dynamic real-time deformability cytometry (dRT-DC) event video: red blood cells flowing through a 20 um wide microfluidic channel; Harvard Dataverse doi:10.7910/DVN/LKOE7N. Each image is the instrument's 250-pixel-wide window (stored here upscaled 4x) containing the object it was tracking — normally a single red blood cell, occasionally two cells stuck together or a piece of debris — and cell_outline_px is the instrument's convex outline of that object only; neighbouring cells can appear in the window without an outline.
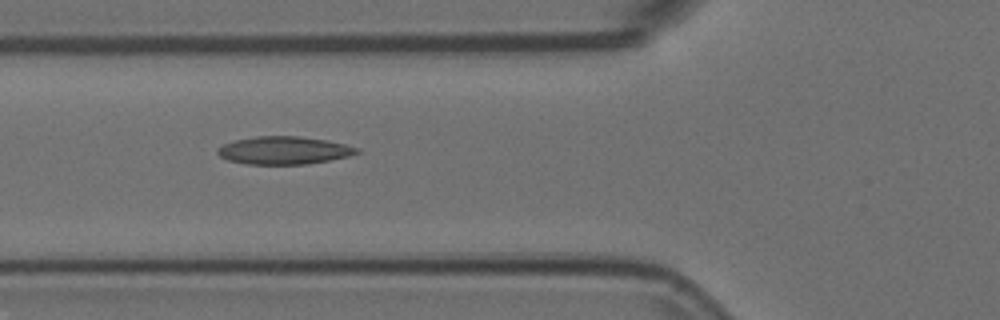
{"species": "Egyptian fruit bat (a non-hibernating species)", "species_latin": "Rousettus aegyptiacus", "temperature_condition": "room temperature", "stored_images_in_passage": 8, "camera_frame_rate_fps": 3000, "um_per_image_px": 0.085, "animal": {"sex": "female"}, "frame": {"image": 1, "passage_image": 3, "time_ms": 0.667, "image_size_px": [1000, 320], "cell_outline_px": [[360, 152], [348, 156], [328, 160], [304, 164], [248, 164], [228, 160], [220, 156], [216, 152], [216, 148], [224, 144], [236, 140], [256, 136], [300, 136], [328, 140], [360, 148]], "centroid_in_image_um": [24.13, 12.77], "position_along_channel_um": 101.7, "area_um2": 22.48}}
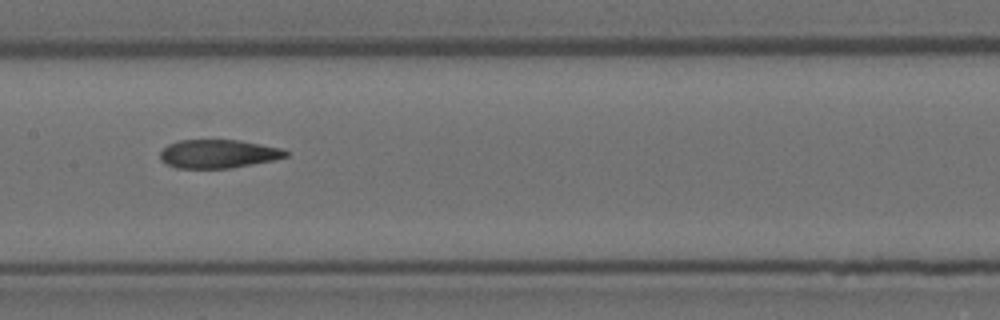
{"frame": {"image": 2, "passage_image": 5, "time_ms": 1.333, "image_size_px": [1000, 320], "cell_outline_px": [[288, 156], [272, 160], [232, 168], [176, 168], [160, 160], [160, 152], [168, 144], [176, 140], [240, 140], [280, 148], [288, 152]], "centroid_in_image_um": [18.52, 13.07], "position_along_channel_um": 188.9, "area_um2": 20.81}}
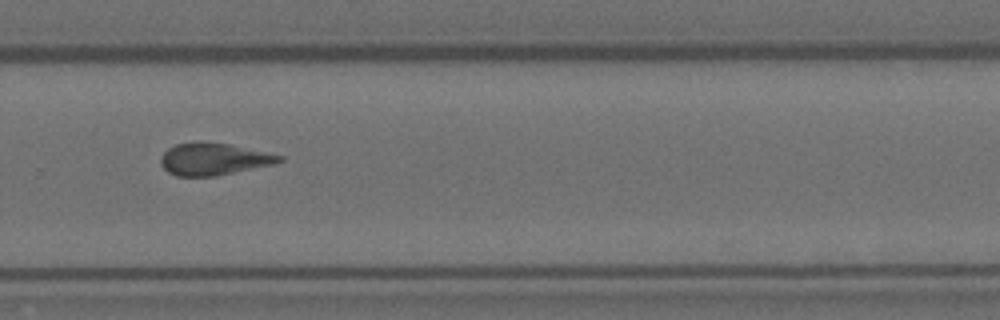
{"frame": {"image": 3, "passage_image": 8, "time_ms": 2.333, "image_size_px": [1000, 320], "cell_outline_px": [[284, 160], [276, 164], [216, 176], [176, 176], [168, 172], [160, 164], [160, 156], [168, 148], [176, 144], [200, 140], [204, 140], [228, 144], [284, 156]], "centroid_in_image_um": [18.15, 13.51], "position_along_channel_um": 311.7, "area_um2": 22.48}}